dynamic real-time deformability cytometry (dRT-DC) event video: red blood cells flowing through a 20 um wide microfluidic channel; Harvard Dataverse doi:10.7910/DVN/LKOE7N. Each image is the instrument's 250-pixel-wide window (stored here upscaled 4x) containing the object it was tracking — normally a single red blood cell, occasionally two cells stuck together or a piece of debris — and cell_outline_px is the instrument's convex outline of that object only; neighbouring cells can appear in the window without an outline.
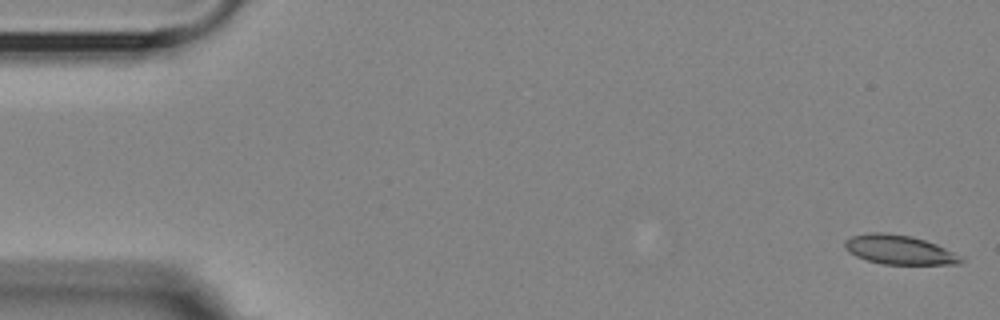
{"species": "Egyptian fruit bat (a non-hibernating species)", "species_latin": "Rousettus aegyptiacus", "temperature_condition": "room temperature", "stored_images_in_passage": 9, "camera_frame_rate_fps": 3000, "um_per_image_px": 0.085, "animal": {"sex": "female"}, "frame": {"image": 1, "passage_image": 1, "time_ms": 0.0, "image_size_px": [1000, 320], "cell_outline_px": [[964, 260], [960, 264], [884, 264], [868, 260], [856, 256], [848, 252], [844, 248], [844, 240], [852, 236], [872, 232], [880, 232], [908, 236], [924, 240], [936, 244], [960, 256]], "centroid_in_image_um": [76.39, 21.23], "position_along_channel_um": 8.6, "area_um2": 19.48}}